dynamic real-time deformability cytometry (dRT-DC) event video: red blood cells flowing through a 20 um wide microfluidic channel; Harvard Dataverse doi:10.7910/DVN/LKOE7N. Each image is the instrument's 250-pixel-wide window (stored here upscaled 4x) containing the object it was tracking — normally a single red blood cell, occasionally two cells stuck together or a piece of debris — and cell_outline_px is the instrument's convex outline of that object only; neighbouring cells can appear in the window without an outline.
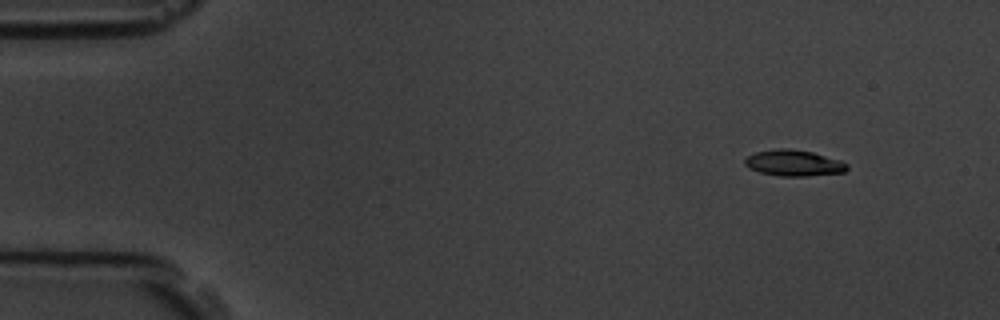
{"species": "common noctule bat (a hibernating species)", "species_latin": "Nyctalus noctula", "temperature_condition": "room temperature", "stored_images_in_passage": 4, "camera_frame_rate_fps": 3000, "um_per_image_px": 0.085, "animal": {"sex": "male", "body_mass_g": 19.5, "forearm_length_mm": 54.6}, "frame": {"image": 1, "passage_image": 1, "time_ms": 0.0, "image_size_px": [1000, 320], "cell_outline_px": [[848, 168], [844, 172], [808, 176], [780, 176], [760, 172], [748, 168], [744, 164], [744, 160], [748, 156], [756, 152], [780, 148], [788, 148], [812, 152], [840, 160], [848, 164]], "centroid_in_image_um": [67.47, 13.86], "position_along_channel_um": 17.5, "area_um2": 15.49}}
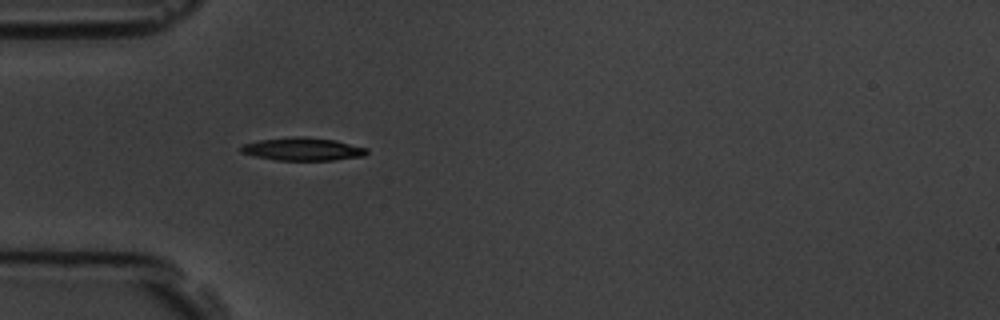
{"frame": {"image": 2, "passage_image": 4, "time_ms": 3.667, "image_size_px": [1000, 320], "cell_outline_px": [[368, 152], [364, 156], [332, 160], [276, 160], [256, 156], [240, 152], [240, 148], [244, 144], [260, 140], [292, 136], [304, 136], [336, 140], [368, 148]], "centroid_in_image_um": [25.76, 12.66], "position_along_channel_um": 59.2, "area_um2": 16.82}}